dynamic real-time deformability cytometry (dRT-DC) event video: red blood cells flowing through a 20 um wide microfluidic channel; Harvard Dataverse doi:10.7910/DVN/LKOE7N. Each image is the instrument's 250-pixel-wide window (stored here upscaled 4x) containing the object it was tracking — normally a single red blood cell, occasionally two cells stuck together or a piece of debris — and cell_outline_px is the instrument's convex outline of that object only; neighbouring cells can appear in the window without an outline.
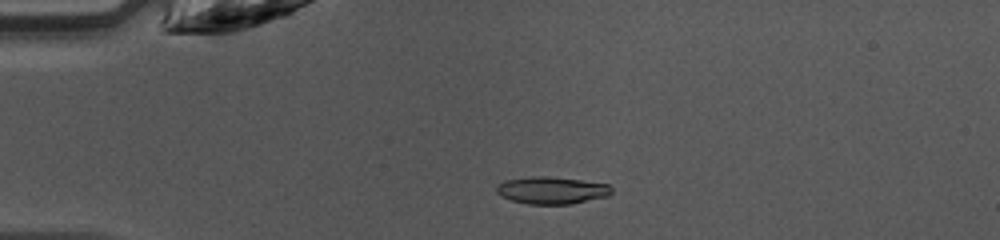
{"species": "common noctule bat (a hibernating species)", "species_latin": "Nyctalus noctula", "temperature_condition": "warm", "stored_images_in_passage": 47, "camera_frame_rate_fps": 3000, "um_per_image_px": 0.085, "animal": {"sex": "female", "body_mass_g": 10.0, "forearm_length_mm": 53.1}, "frame": {"image": 1, "passage_image": 11, "time_ms": 3.333, "image_size_px": [1000, 240], "cell_outline_px": [[612, 192], [608, 196], [572, 204], [528, 204], [512, 200], [496, 192], [496, 188], [504, 180], [532, 176], [548, 176], [580, 180], [608, 184], [612, 188]], "centroid_in_image_um": [46.92, 16.17], "position_along_channel_um": 38.1, "area_um2": 18.15}}
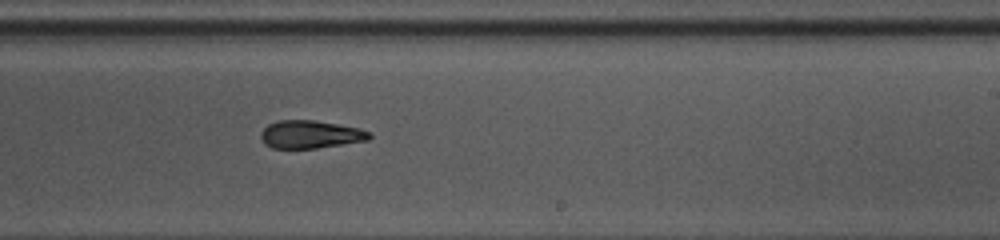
{"frame": {"image": 2, "passage_image": 29, "time_ms": 9.333, "image_size_px": [1000, 240], "cell_outline_px": [[372, 136], [368, 140], [316, 148], [272, 148], [264, 144], [260, 136], [260, 132], [268, 124], [276, 120], [312, 120], [360, 128], [372, 132]], "centroid_in_image_um": [26.37, 11.42], "position_along_channel_um": 262.6, "area_um2": 17.69}}
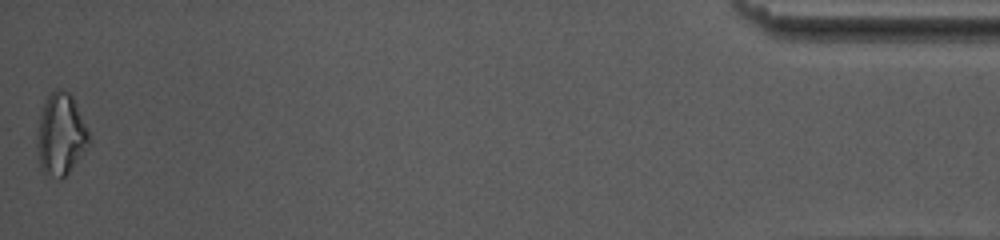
{"frame": {"image": 3, "passage_image": 47, "time_ms": 15.333, "image_size_px": [1000, 240], "cell_outline_px": [[92, 144], [68, 172], [60, 180], [44, 176], [40, 168], [36, 148], [36, 136], [40, 116], [48, 92], [56, 88], [60, 88], [68, 92], [72, 96], [88, 132]], "centroid_in_image_um": [5.14, 11.47], "position_along_channel_um": 430.1, "area_um2": 25.2}, "authors_computed_cell_mechanics": {"area_um2": 18.2648, "velocity_mm_per_s": 4.2506, "shape_relaxation_time_tau1_ms": 4.4572, "shape_relaxation_time_tau2_ms": 5.3181, "deformation_change_tau1": 0.1632, "deformation_change_tau2": 0.1431}}